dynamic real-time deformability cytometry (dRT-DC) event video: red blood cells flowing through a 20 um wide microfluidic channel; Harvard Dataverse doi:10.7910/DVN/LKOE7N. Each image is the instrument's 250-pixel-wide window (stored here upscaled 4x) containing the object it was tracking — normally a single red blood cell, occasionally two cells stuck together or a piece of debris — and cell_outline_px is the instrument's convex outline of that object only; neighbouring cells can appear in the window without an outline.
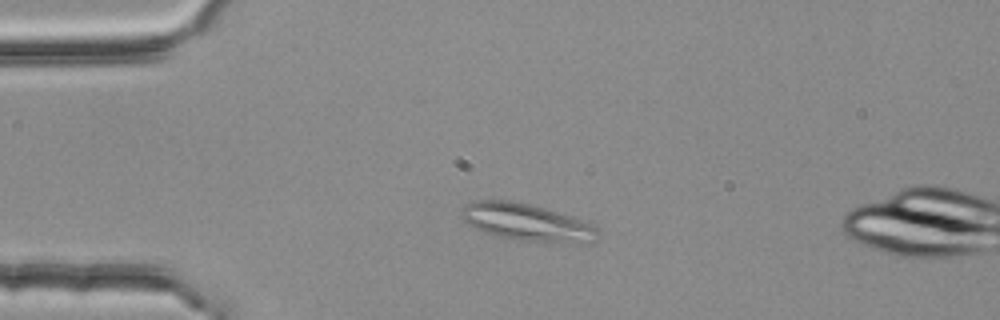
{"species": "common noctule bat (a hibernating species)", "species_latin": "Nyctalus noctula", "temperature_condition": "room temperature", "stored_images_in_passage": 13, "camera_frame_rate_fps": 3000, "um_per_image_px": 0.085, "animal": {"sex": "female", "body_mass_g": 25.1}, "frame": {"image": 1, "passage_image": 11, "time_ms": 3.333, "image_size_px": [1000, 320], "cell_outline_px": [[596, 232], [584, 240], [520, 240], [496, 236], [484, 232], [468, 224], [460, 216], [460, 212], [464, 204], [472, 200], [512, 200], [532, 204], [572, 216], [584, 220], [592, 224], [596, 228]], "centroid_in_image_um": [44.56, 18.8], "position_along_channel_um": 40.4, "area_um2": 28.44}}